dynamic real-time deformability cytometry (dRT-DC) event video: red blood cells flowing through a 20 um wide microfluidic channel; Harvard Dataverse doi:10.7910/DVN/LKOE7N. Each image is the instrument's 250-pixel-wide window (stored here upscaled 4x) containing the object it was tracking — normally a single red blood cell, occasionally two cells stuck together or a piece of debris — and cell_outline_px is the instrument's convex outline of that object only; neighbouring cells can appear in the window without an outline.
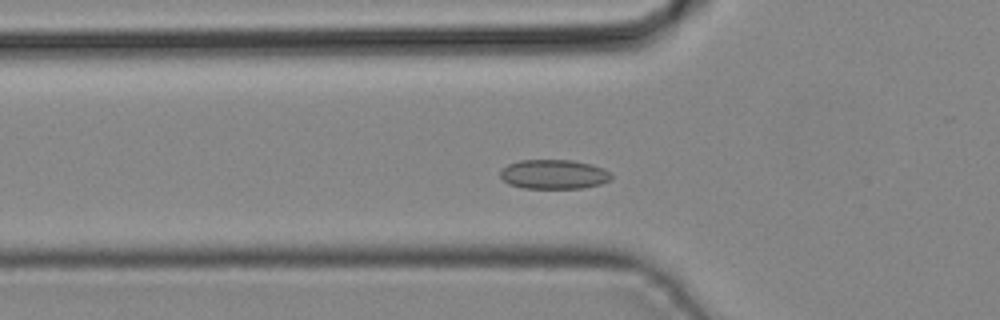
{"species": "common noctule bat (a hibernating species)", "species_latin": "Nyctalus noctula", "temperature_condition": "cold", "stored_images_in_passage": 40, "camera_frame_rate_fps": 3000, "um_per_image_px": 0.085, "animal": {"sex": "male", "body_mass_g": 19.2, "forearm_length_mm": 51.8}, "frame": {"image": 1, "passage_image": 11, "time_ms": 3.333, "image_size_px": [1000, 320], "cell_outline_px": [[612, 180], [600, 184], [580, 188], [524, 188], [508, 184], [500, 176], [500, 172], [508, 164], [520, 160], [572, 160], [592, 164], [604, 168], [612, 176]], "centroid_in_image_um": [47.09, 14.81], "position_along_channel_um": 78.7, "area_um2": 19.02}}
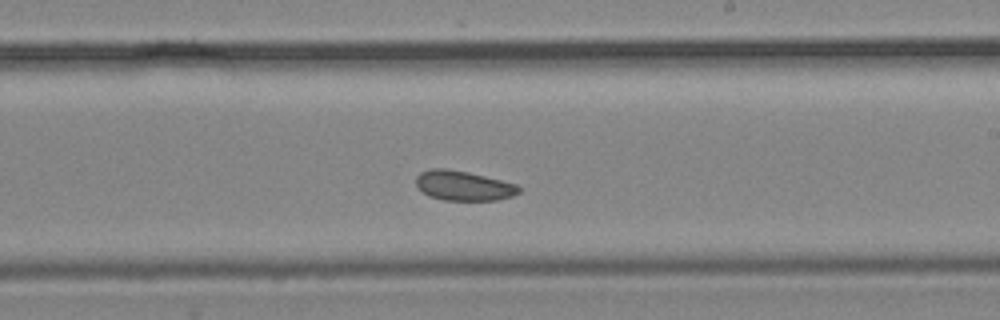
{"frame": {"image": 2, "passage_image": 22, "time_ms": 7.0, "image_size_px": [1000, 320], "cell_outline_px": [[520, 192], [512, 196], [496, 200], [444, 200], [428, 196], [416, 184], [416, 176], [420, 172], [432, 168], [444, 168], [468, 172], [516, 184], [520, 188]], "centroid_in_image_um": [39.38, 15.78], "position_along_channel_um": 249.6, "area_um2": 17.69}}
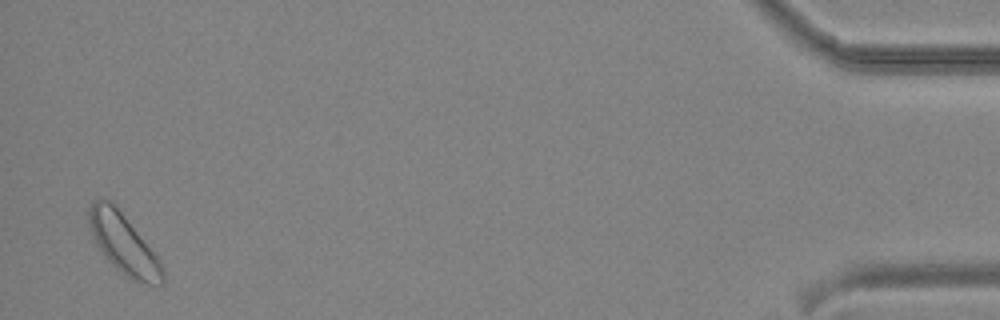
{"frame": {"image": 3, "passage_image": 39, "time_ms": 12.667, "image_size_px": [1000, 320], "cell_outline_px": [[164, 284], [148, 284], [132, 280], [124, 276], [104, 256], [96, 244], [92, 236], [88, 224], [88, 208], [96, 200], [112, 200], [160, 260], [164, 268]], "centroid_in_image_um": [10.5, 20.74], "position_along_channel_um": 424.7, "area_um2": 25.66}}